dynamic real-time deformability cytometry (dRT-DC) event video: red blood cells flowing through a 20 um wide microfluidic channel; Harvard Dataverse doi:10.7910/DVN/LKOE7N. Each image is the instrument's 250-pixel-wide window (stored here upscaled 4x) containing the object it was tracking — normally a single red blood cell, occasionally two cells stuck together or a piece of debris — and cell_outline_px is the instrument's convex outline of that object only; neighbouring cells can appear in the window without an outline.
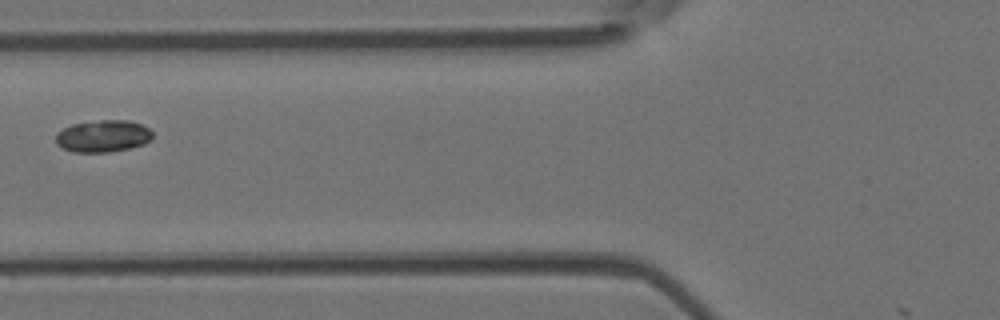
{"species": "Egyptian fruit bat (a non-hibernating species)", "species_latin": "Rousettus aegyptiacus", "temperature_condition": "room temperature", "stored_images_in_passage": 10, "camera_frame_rate_fps": 3000, "um_per_image_px": 0.085, "animal": {"sex": "female"}, "frame": {"image": 1, "passage_image": 9, "time_ms": 10.333, "image_size_px": [1000, 320], "cell_outline_px": [[152, 140], [144, 144], [128, 148], [108, 152], [72, 152], [56, 144], [56, 132], [72, 124], [100, 120], [128, 120], [140, 124], [148, 128], [152, 132]], "centroid_in_image_um": [8.75, 11.57], "position_along_channel_um": 117.1, "area_um2": 18.03}}
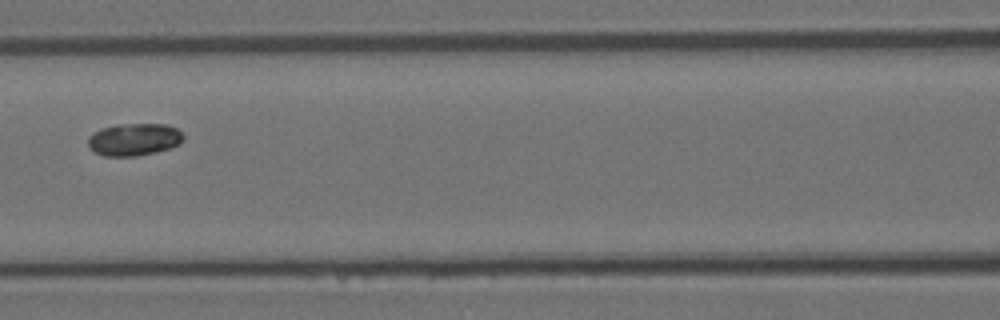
{"frame": {"image": 2, "passage_image": 10, "time_ms": 11.333, "image_size_px": [1000, 320], "cell_outline_px": [[184, 140], [180, 144], [172, 148], [156, 152], [136, 156], [104, 156], [88, 148], [88, 136], [92, 132], [100, 128], [116, 124], [168, 124], [176, 128], [184, 136]], "centroid_in_image_um": [11.39, 11.85], "position_along_channel_um": 155.2, "area_um2": 18.32}}